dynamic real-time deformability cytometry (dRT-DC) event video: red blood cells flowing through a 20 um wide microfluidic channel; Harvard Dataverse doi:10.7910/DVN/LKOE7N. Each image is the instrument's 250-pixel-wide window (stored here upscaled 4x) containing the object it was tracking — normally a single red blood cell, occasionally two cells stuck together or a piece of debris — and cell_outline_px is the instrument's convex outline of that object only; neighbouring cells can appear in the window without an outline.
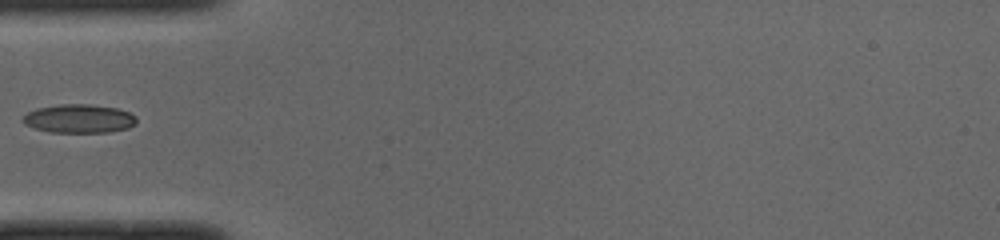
{"species": "common noctule bat (a hibernating species)", "species_latin": "Nyctalus noctula", "temperature_condition": "cold", "stored_images_in_passage": 35, "camera_frame_rate_fps": 3000, "um_per_image_px": 0.085, "animal": {"sex": "male", "body_mass_g": 19.0, "forearm_length_mm": 50.8}, "frame": {"image": 1, "passage_image": 1, "time_ms": 0.0, "image_size_px": [1000, 240], "cell_outline_px": [[136, 124], [128, 128], [108, 132], [48, 132], [24, 124], [20, 120], [28, 112], [36, 108], [60, 104], [88, 104], [116, 108], [128, 112], [136, 116]], "centroid_in_image_um": [6.7, 10.08], "position_along_channel_um": 78.3, "area_um2": 18.96}}
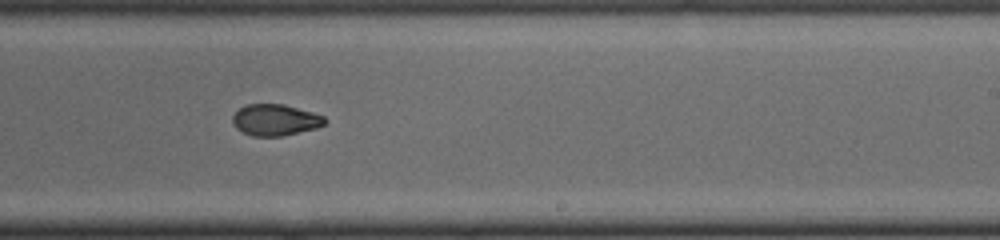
{"frame": {"image": 2, "passage_image": 15, "time_ms": 4.667, "image_size_px": [1000, 240], "cell_outline_px": [[328, 120], [324, 124], [316, 128], [280, 136], [252, 136], [236, 128], [232, 124], [232, 116], [240, 108], [248, 104], [284, 104], [312, 112], [324, 116]], "centroid_in_image_um": [23.39, 10.19], "position_along_channel_um": 265.6, "area_um2": 16.76}}
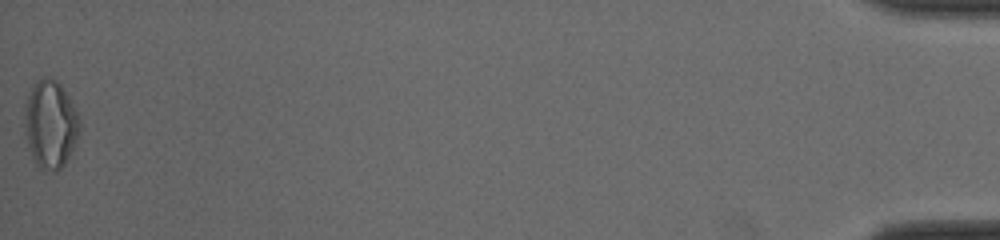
{"frame": {"image": 3, "passage_image": 35, "time_ms": 11.333, "image_size_px": [1000, 240], "cell_outline_px": [[80, 128], [76, 140], [64, 164], [56, 172], [44, 172], [36, 164], [28, 148], [24, 132], [24, 104], [36, 80], [44, 76], [56, 80], [60, 84], [68, 96], [80, 120]], "centroid_in_image_um": [4.25, 10.58], "position_along_channel_um": 431.0, "area_um2": 28.26}}